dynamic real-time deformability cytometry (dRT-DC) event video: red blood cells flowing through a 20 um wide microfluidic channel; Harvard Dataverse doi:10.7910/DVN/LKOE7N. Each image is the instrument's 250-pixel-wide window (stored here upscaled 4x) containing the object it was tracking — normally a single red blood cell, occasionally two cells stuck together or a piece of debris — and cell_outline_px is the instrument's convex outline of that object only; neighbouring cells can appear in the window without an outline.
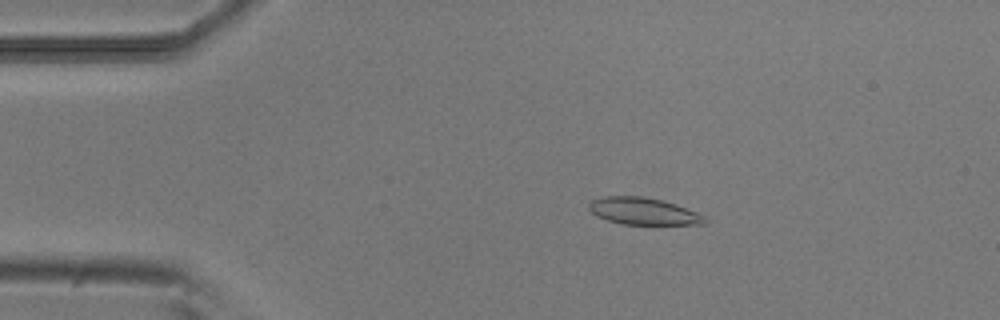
{"species": "common noctule bat (a hibernating species)", "species_latin": "Nyctalus noctula", "temperature_condition": "room temperature", "stored_images_in_passage": 53, "camera_frame_rate_fps": 3000, "um_per_image_px": 0.085, "animal": {"sex": "male", "body_mass_g": 20.5, "forearm_length_mm": 52.5}, "frame": {"image": 1, "passage_image": 10, "time_ms": 3.0, "image_size_px": [1000, 320], "cell_outline_px": [[708, 224], [624, 224], [608, 220], [596, 216], [588, 208], [588, 204], [592, 200], [604, 196], [640, 196], [660, 200], [676, 204], [708, 216]], "centroid_in_image_um": [54.73, 17.96], "position_along_channel_um": 30.3, "area_um2": 18.26}}
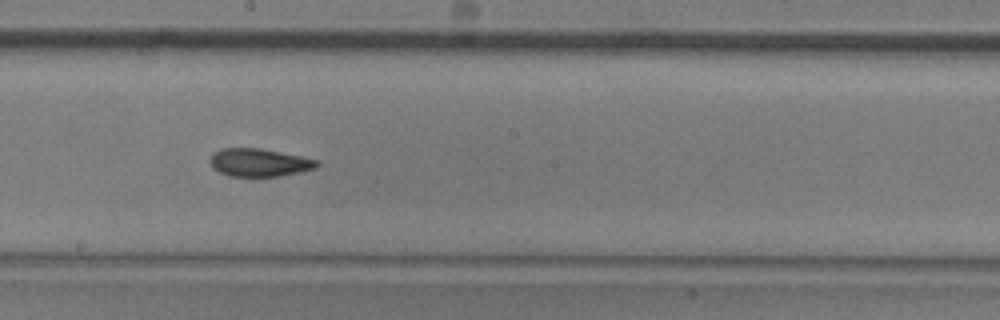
{"frame": {"image": 2, "passage_image": 29, "time_ms": 9.333, "image_size_px": [1000, 320], "cell_outline_px": [[320, 164], [316, 168], [300, 172], [280, 176], [228, 176], [212, 168], [212, 152], [220, 148], [260, 148], [320, 160]], "centroid_in_image_um": [22.06, 13.81], "position_along_channel_um": 226.1, "area_um2": 17.4}}
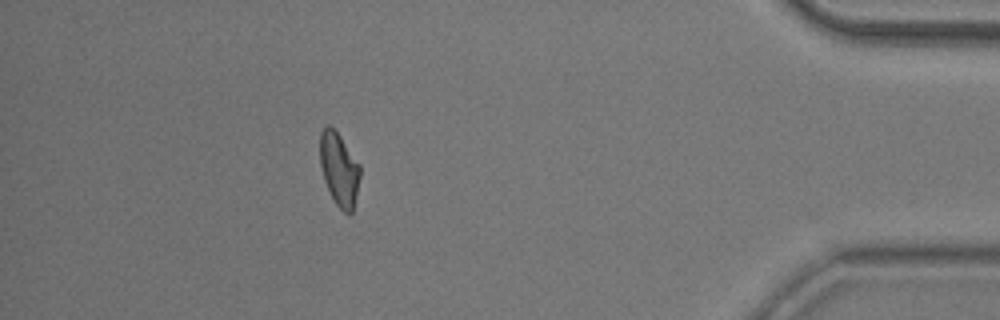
{"frame": {"image": 3, "passage_image": 47, "time_ms": 15.333, "image_size_px": [1000, 320], "cell_outline_px": [[360, 176], [356, 196], [352, 212], [348, 216], [336, 204], [324, 180], [320, 164], [320, 132], [328, 124], [340, 136], [360, 164]], "centroid_in_image_um": [28.83, 14.39], "position_along_channel_um": 406.4, "area_um2": 16.94}, "authors_computed_cell_mechanics": {"area_um2": 17.8024, "velocity_mm_per_s": 3.8462, "shape_relaxation_time_tau1_ms": null, "shape_relaxation_time_tau2_ms": 3.0959, "deformation_change_tau1": null, "deformation_change_tau2": 0.1021}}